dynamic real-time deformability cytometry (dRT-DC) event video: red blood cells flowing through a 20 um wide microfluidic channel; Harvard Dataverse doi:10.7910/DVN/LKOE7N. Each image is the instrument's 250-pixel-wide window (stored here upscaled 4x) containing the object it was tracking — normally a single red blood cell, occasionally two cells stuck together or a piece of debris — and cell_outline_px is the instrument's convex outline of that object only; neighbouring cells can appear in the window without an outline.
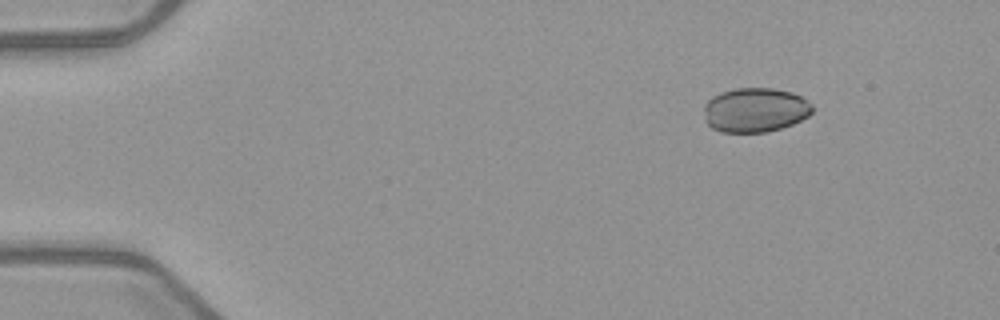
{"species": "common noctule bat (a hibernating species)", "species_latin": "Nyctalus noctula", "temperature_condition": "warm", "stored_images_in_passage": 46, "camera_frame_rate_fps": 3000, "um_per_image_px": 0.085, "animal": {"sex": "female", "body_mass_g": 21.9}, "frame": {"image": 1, "passage_image": 1, "time_ms": 0.0, "image_size_px": [1000, 320], "cell_outline_px": [[812, 112], [808, 116], [792, 124], [768, 132], [720, 132], [712, 128], [704, 120], [704, 104], [712, 96], [736, 88], [772, 88], [792, 92], [800, 96], [812, 104]], "centroid_in_image_um": [64.17, 9.35], "position_along_channel_um": 20.8, "area_um2": 28.09}}
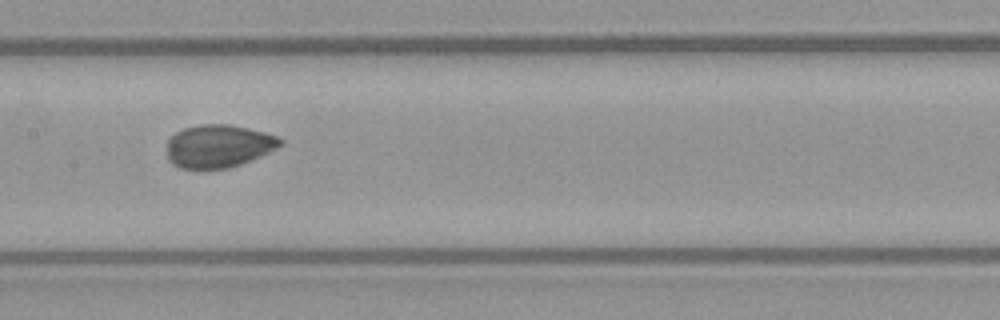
{"frame": {"image": 2, "passage_image": 21, "time_ms": 6.667, "image_size_px": [1000, 320], "cell_outline_px": [[284, 144], [260, 156], [240, 164], [228, 168], [204, 172], [196, 172], [180, 168], [172, 164], [168, 160], [168, 140], [176, 132], [184, 128], [200, 124], [228, 124], [248, 128], [264, 132], [276, 136], [284, 140]], "centroid_in_image_um": [18.54, 12.46], "position_along_channel_um": 188.9, "area_um2": 29.02}}
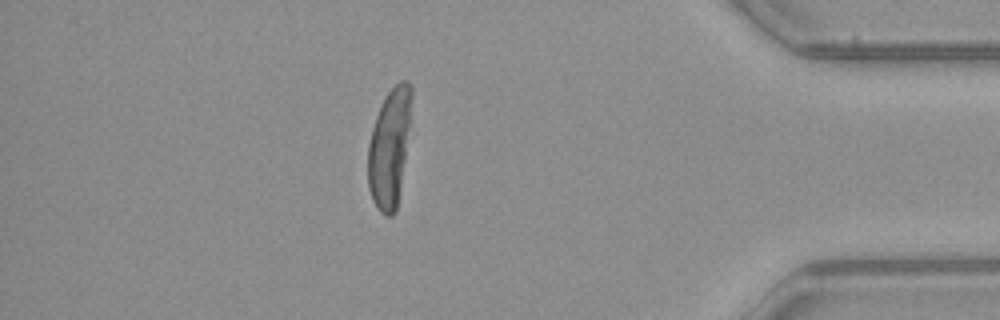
{"frame": {"image": 3, "passage_image": 40, "time_ms": 13.0, "image_size_px": [1000, 320], "cell_outline_px": [[412, 96], [404, 160], [400, 188], [396, 212], [392, 216], [384, 216], [380, 212], [372, 200], [368, 188], [368, 144], [372, 128], [380, 104], [384, 96], [400, 80], [408, 80], [412, 88]], "centroid_in_image_um": [33.08, 12.55], "position_along_channel_um": 402.1, "area_um2": 29.82}, "authors_computed_cell_mechanics": {"area_um2": 29.6803, "velocity_mm_per_s": 3.9846, "shape_relaxation_time_tau1_ms": 2.7215, "shape_relaxation_time_tau2_ms": 0.7002, "deformation_change_tau1": 0.0664, "deformation_change_tau2": 0.0473}}